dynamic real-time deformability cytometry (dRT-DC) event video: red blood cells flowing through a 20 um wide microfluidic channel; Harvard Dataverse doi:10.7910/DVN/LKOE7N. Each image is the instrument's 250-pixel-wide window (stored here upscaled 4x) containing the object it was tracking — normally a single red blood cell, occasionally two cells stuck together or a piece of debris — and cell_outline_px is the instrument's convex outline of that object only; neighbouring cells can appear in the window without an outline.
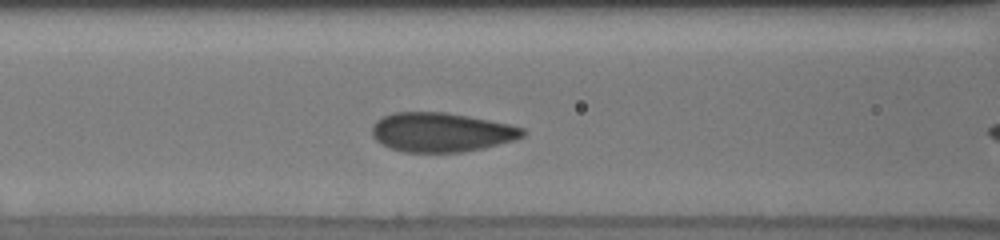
{"species": "human", "species_latin": "Homo sapiens", "temperature_condition": "cold", "stored_images_in_passage": 36, "camera_frame_rate_fps": 3000, "um_per_image_px": 0.085, "donor": {"sex": "male"}, "frame": {"image": 1, "passage_image": 6, "time_ms": 1.667, "image_size_px": [1000, 240], "cell_outline_px": [[528, 132], [524, 136], [512, 140], [484, 148], [460, 152], [404, 152], [392, 148], [376, 140], [372, 136], [372, 124], [376, 120], [392, 112], [444, 112], [468, 116], [508, 124], [524, 128]], "centroid_in_image_um": [37.5, 11.23], "position_along_channel_um": 129.1, "area_um2": 34.33}}
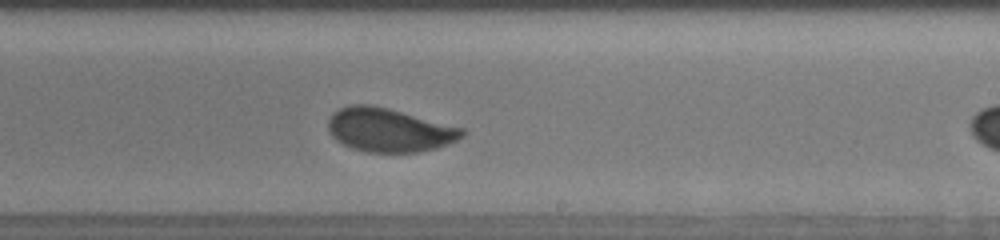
{"frame": {"image": 2, "passage_image": 16, "time_ms": 5.0, "image_size_px": [1000, 240], "cell_outline_px": [[464, 136], [448, 144], [436, 148], [420, 152], [368, 152], [352, 148], [336, 140], [332, 136], [328, 128], [328, 116], [332, 112], [340, 108], [352, 104], [372, 104], [388, 108], [464, 128]], "centroid_in_image_um": [33.05, 11.04], "position_along_channel_um": 255.9, "area_um2": 34.16}}
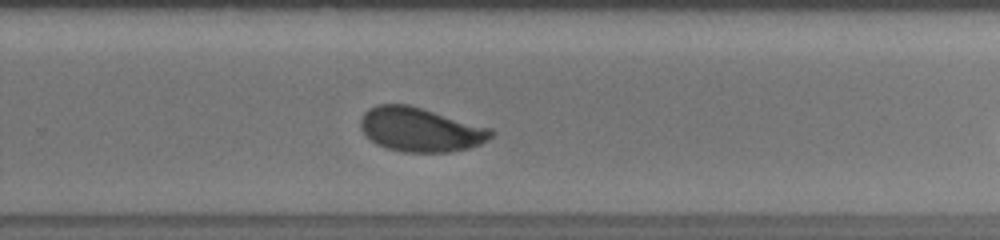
{"frame": {"image": 3, "passage_image": 19, "time_ms": 6.0, "image_size_px": [1000, 240], "cell_outline_px": [[496, 132], [492, 136], [480, 144], [468, 148], [452, 152], [404, 152], [384, 148], [376, 144], [364, 136], [360, 128], [360, 120], [364, 112], [368, 108], [376, 104], [408, 104], [492, 128]], "centroid_in_image_um": [35.7, 11.02], "position_along_channel_um": 294.1, "area_um2": 33.93}, "authors_computed_cell_mechanics": {"area_um2": 33.9286, "velocity_mm_per_s": 3.8195, "shape_relaxation_time_tau1_ms": 3.6143, "shape_relaxation_time_tau2_ms": null, "deformation_change_tau1": 0.0927, "deformation_change_tau2": null}}